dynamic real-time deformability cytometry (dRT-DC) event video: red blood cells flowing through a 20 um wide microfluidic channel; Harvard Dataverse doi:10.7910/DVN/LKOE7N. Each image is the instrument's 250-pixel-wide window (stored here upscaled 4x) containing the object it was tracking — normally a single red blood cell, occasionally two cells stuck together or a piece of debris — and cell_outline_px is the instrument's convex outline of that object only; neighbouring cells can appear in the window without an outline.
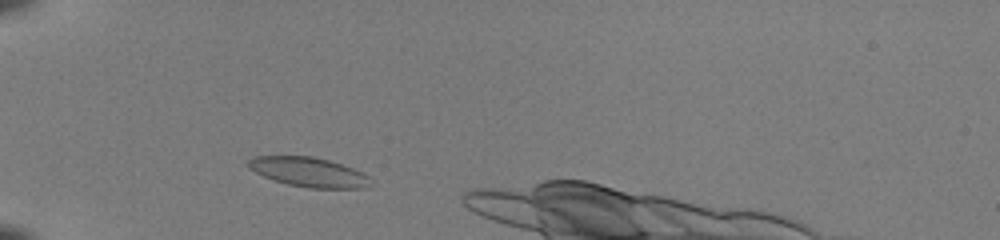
{"species": "common noctule bat (a hibernating species)", "species_latin": "Nyctalus noctula", "temperature_condition": "room temperature", "stored_images_in_passage": 34, "camera_frame_rate_fps": 3000, "um_per_image_px": 0.085, "animal": {"sex": "female", "body_mass_g": 22.0, "forearm_length_mm": 56.7}, "frame": {"image": 1, "passage_image": 5, "time_ms": 1.333, "image_size_px": [1000, 240], "cell_outline_px": [[368, 176], [364, 184], [360, 188], [308, 188], [288, 184], [264, 176], [248, 168], [248, 160], [252, 156], [312, 156], [328, 160], [364, 172]], "centroid_in_image_um": [26.15, 14.61], "position_along_channel_um": 58.8, "area_um2": 20.52}}
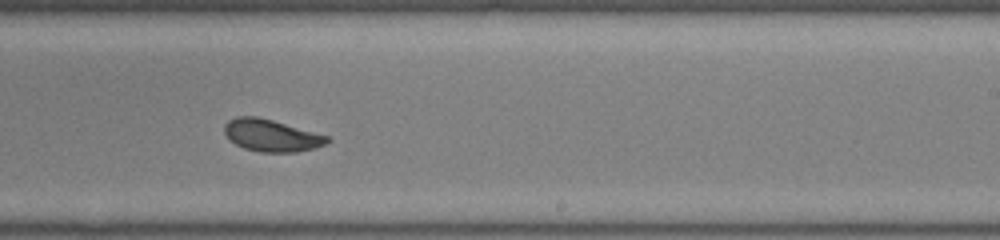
{"frame": {"image": 2, "passage_image": 22, "time_ms": 7.0, "image_size_px": [1000, 240], "cell_outline_px": [[332, 140], [316, 148], [296, 152], [260, 152], [244, 148], [228, 140], [224, 132], [224, 124], [228, 120], [236, 116], [256, 116], [272, 120], [328, 136]], "centroid_in_image_um": [23.03, 11.51], "position_along_channel_um": 266.0, "area_um2": 19.25}}
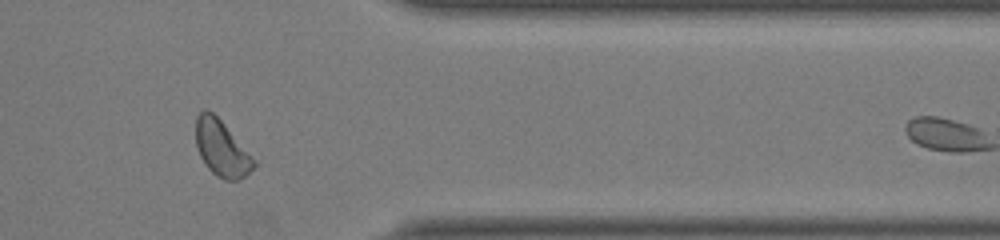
{"frame": {"image": 3, "passage_image": 32, "time_ms": 10.333, "image_size_px": [1000, 240], "cell_outline_px": [[260, 164], [256, 168], [240, 180], [224, 180], [216, 176], [204, 164], [196, 148], [196, 116], [204, 108], [212, 112], [224, 124]], "centroid_in_image_um": [18.87, 12.65], "position_along_channel_um": 392.5, "area_um2": 19.25}}